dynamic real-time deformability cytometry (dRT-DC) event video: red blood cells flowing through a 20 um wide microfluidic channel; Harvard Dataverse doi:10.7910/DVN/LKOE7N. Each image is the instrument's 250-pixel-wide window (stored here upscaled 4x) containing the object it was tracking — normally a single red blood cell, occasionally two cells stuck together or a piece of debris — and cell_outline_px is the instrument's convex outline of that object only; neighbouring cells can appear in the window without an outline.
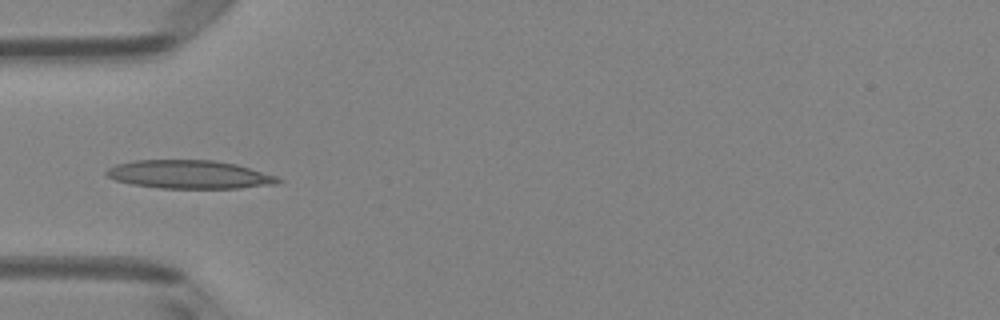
{"species": "Egyptian fruit bat (a non-hibernating species)", "species_latin": "Rousettus aegyptiacus", "temperature_condition": "room temperature", "stored_images_in_passage": 5, "camera_frame_rate_fps": 3000, "um_per_image_px": 0.085, "animal": {"sex": "female"}, "frame": {"image": 1, "passage_image": 4, "time_ms": 1.0, "image_size_px": [1000, 320], "cell_outline_px": [[284, 180], [276, 184], [240, 188], [160, 188], [132, 184], [116, 180], [108, 176], [104, 172], [108, 168], [116, 164], [136, 160], [212, 160], [236, 164], [276, 176]], "centroid_in_image_um": [16.1, 14.83], "position_along_channel_um": 68.9, "area_um2": 28.26}}
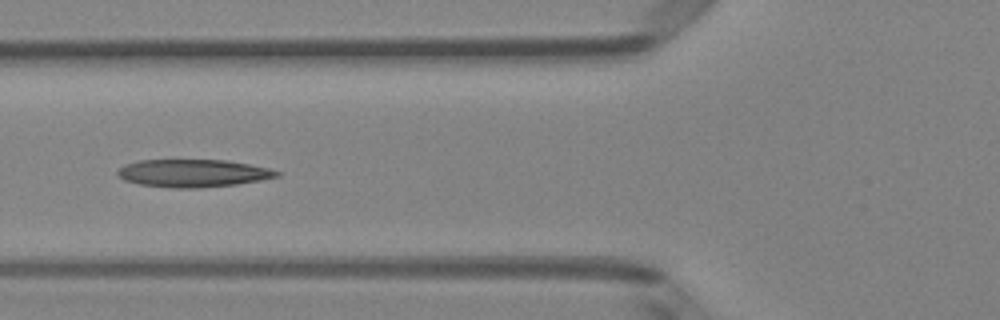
{"frame": {"image": 2, "passage_image": 5, "time_ms": 1.333, "image_size_px": [1000, 320], "cell_outline_px": [[280, 176], [260, 180], [236, 184], [200, 188], [172, 188], [140, 184], [124, 180], [116, 176], [116, 172], [124, 164], [140, 160], [224, 160], [248, 164], [268, 168], [280, 172]], "centroid_in_image_um": [16.37, 14.72], "position_along_channel_um": 109.4, "area_um2": 25.66}}